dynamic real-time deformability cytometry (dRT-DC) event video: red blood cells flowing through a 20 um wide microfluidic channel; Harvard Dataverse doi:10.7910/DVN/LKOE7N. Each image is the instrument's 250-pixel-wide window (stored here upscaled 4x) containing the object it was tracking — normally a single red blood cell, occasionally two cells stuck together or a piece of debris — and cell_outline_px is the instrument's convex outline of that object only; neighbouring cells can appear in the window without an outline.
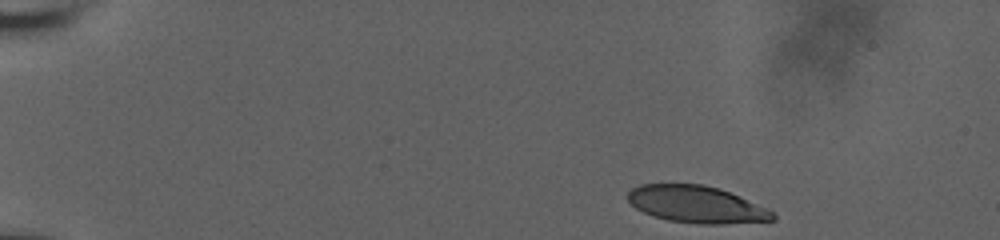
{"species": "human", "species_latin": "Homo sapiens", "temperature_condition": "room temperature", "stored_images_in_passage": 12, "camera_frame_rate_fps": 3000, "um_per_image_px": 0.085, "donor": {"sex": "male"}, "frame": {"image": 1, "passage_image": 1, "time_ms": 0.0, "image_size_px": [1000, 240], "cell_outline_px": [[776, 220], [720, 224], [700, 224], [668, 220], [652, 216], [636, 208], [628, 200], [628, 192], [632, 188], [640, 184], [704, 184], [720, 188], [768, 208], [776, 212]], "centroid_in_image_um": [59.23, 17.37], "position_along_channel_um": 25.8, "area_um2": 31.39}}
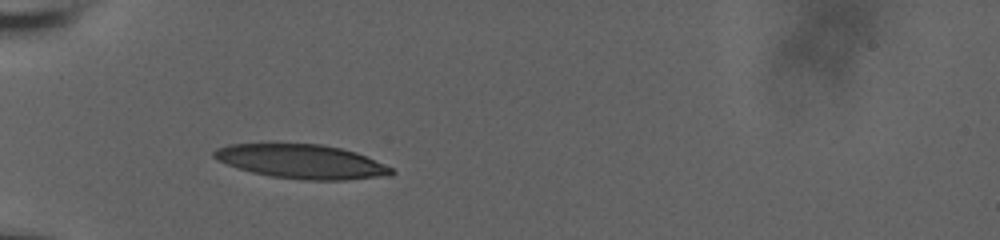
{"frame": {"image": 2, "passage_image": 9, "time_ms": 2.667, "image_size_px": [1000, 240], "cell_outline_px": [[396, 172], [392, 176], [344, 180], [304, 180], [272, 176], [252, 172], [216, 160], [212, 156], [212, 152], [216, 148], [228, 144], [320, 144], [340, 148], [356, 152], [392, 168]], "centroid_in_image_um": [25.65, 13.73], "position_along_channel_um": 59.3, "area_um2": 35.14}}
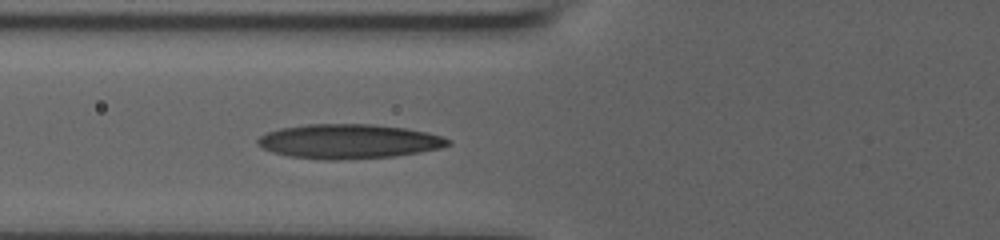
{"frame": {"image": 3, "passage_image": 12, "time_ms": 3.667, "image_size_px": [1000, 240], "cell_outline_px": [[452, 144], [440, 148], [420, 152], [396, 156], [340, 160], [324, 160], [288, 156], [272, 152], [256, 144], [256, 140], [260, 136], [268, 132], [280, 128], [308, 124], [372, 124], [404, 128], [424, 132], [440, 136], [452, 140]], "centroid_in_image_um": [29.63, 12.02], "position_along_channel_um": 96.2, "area_um2": 38.26}}